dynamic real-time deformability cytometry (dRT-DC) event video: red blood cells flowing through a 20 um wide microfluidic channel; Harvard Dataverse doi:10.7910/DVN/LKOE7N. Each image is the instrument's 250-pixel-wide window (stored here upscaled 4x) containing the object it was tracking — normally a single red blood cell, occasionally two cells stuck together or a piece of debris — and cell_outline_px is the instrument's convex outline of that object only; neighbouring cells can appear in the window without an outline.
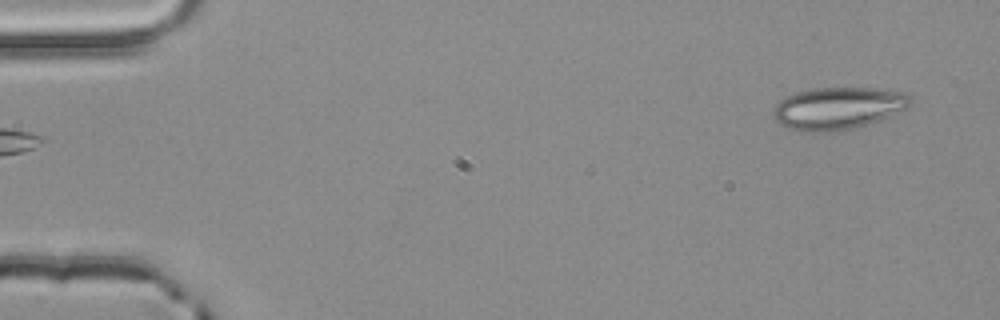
{"species": "common noctule bat (a hibernating species)", "species_latin": "Nyctalus noctula", "temperature_condition": "room temperature", "stored_images_in_passage": 4, "segment_of_instrument_passage": [2, 2], "camera_frame_rate_fps": 3000, "um_per_image_px": 0.085, "animal": {"sex": "male", "body_mass_g": 20.4}, "frame": {"image": 1, "passage_image": 4, "time_ms": 1.0, "image_size_px": [1000, 320], "cell_outline_px": [[912, 104], [880, 120], [852, 128], [824, 132], [800, 132], [780, 124], [772, 116], [772, 112], [776, 104], [780, 100], [788, 96], [800, 92], [816, 88], [876, 88], [904, 92], [912, 100]], "centroid_in_image_um": [71.2, 9.2], "position_along_channel_um": 13.8, "area_um2": 33.41}}